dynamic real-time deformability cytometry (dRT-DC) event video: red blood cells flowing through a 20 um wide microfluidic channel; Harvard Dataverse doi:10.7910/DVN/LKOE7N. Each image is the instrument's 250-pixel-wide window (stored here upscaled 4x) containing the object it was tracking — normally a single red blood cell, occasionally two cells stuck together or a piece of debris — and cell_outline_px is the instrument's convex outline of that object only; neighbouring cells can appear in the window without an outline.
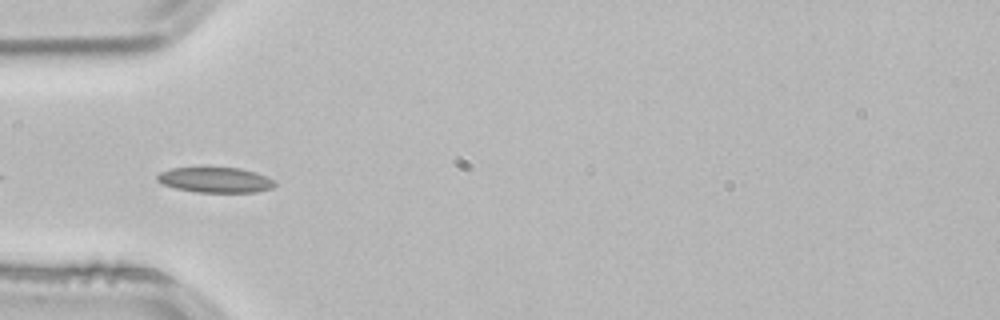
{"species": "common noctule bat (a hibernating species)", "species_latin": "Nyctalus noctula", "temperature_condition": "room temperature", "stored_images_in_passage": 9, "camera_frame_rate_fps": 3000, "um_per_image_px": 0.085, "animal": {"sex": "male", "body_mass_g": 21.5, "forearm_length_mm": 52.0}, "frame": {"image": 1, "passage_image": 2, "time_ms": 0.333, "image_size_px": [1000, 320], "cell_outline_px": [[276, 184], [272, 188], [256, 192], [196, 192], [176, 188], [164, 184], [156, 180], [156, 176], [160, 172], [172, 168], [240, 168], [256, 172], [272, 180]], "centroid_in_image_um": [18.29, 15.3], "position_along_channel_um": 66.7, "area_um2": 17.11}}